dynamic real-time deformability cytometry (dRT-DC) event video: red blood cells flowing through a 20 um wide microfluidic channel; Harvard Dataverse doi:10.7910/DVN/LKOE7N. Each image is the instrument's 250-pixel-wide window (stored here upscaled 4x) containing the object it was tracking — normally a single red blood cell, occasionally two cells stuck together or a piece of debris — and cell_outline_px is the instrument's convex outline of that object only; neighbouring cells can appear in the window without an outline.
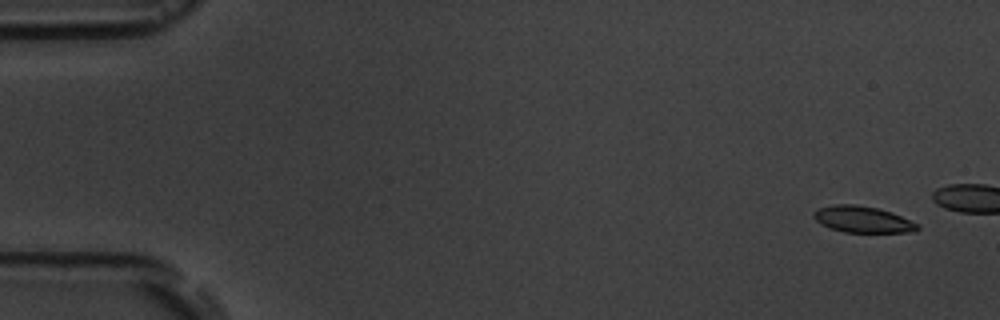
{"species": "common noctule bat (a hibernating species)", "species_latin": "Nyctalus noctula", "temperature_condition": "room temperature", "stored_images_in_passage": 4, "camera_frame_rate_fps": 3000, "um_per_image_px": 0.085, "animal": {"sex": "male", "body_mass_g": 19.5, "forearm_length_mm": 54.6}, "frame": {"image": 1, "passage_image": 1, "time_ms": 0.0, "image_size_px": [1000, 320], "cell_outline_px": [[920, 228], [916, 232], [844, 232], [820, 224], [812, 216], [812, 212], [820, 208], [836, 204], [856, 204], [880, 208], [892, 212], [920, 224]], "centroid_in_image_um": [73.36, 18.64], "position_along_channel_um": 11.6, "area_um2": 16.13}}